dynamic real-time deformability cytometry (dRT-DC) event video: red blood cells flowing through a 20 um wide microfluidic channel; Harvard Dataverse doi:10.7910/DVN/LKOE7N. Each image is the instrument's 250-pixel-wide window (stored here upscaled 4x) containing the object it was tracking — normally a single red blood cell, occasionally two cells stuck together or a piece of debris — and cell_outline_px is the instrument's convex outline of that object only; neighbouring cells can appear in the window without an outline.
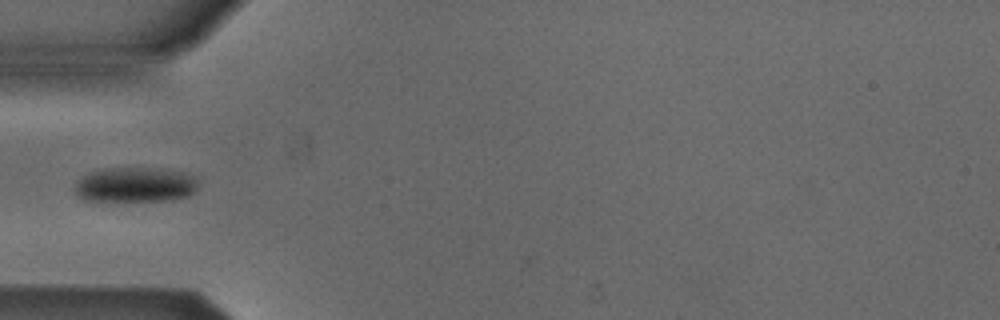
{"species": "Egyptian fruit bat (a non-hibernating species)", "species_latin": "Rousettus aegyptiacus", "temperature_condition": "cold", "stored_images_in_passage": 32, "camera_frame_rate_fps": 3000, "um_per_image_px": 0.085, "animal": {"sex": "male"}, "frame": {"image": 1, "passage_image": 1, "time_ms": 0.0, "image_size_px": [1000, 320], "cell_outline_px": [[196, 192], [188, 196], [172, 200], [84, 200], [76, 196], [72, 188], [88, 172], [104, 168], [160, 168], [184, 172], [196, 176]], "centroid_in_image_um": [11.5, 15.69], "position_along_channel_um": 73.5, "area_um2": 25.26}}
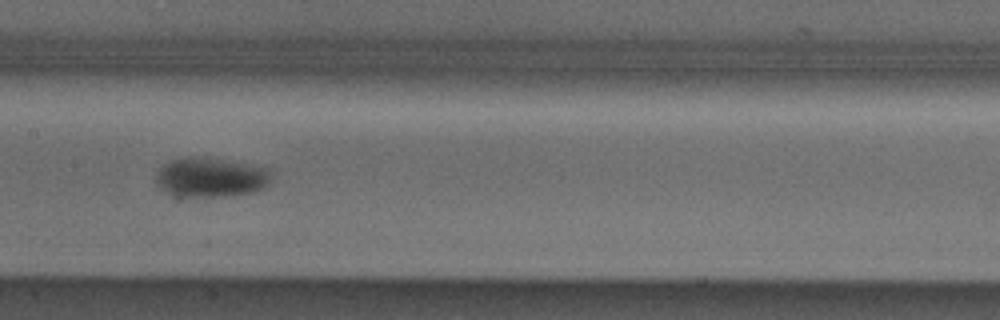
{"frame": {"image": 2, "passage_image": 10, "time_ms": 3.0, "image_size_px": [1000, 320], "cell_outline_px": [[272, 168], [268, 184], [264, 188], [252, 192], [232, 196], [188, 196], [168, 192], [160, 188], [156, 184], [156, 172], [164, 164], [172, 160], [188, 156]], "centroid_in_image_um": [17.92, 15.09], "position_along_channel_um": 189.5, "area_um2": 26.01}}
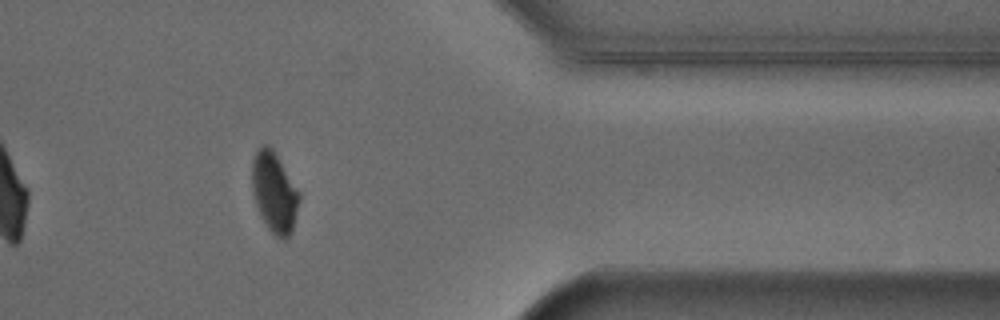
{"frame": {"image": 3, "passage_image": 27, "time_ms": 8.667, "image_size_px": [1000, 320], "cell_outline_px": [[300, 200], [292, 232], [284, 240], [276, 236], [268, 228], [260, 216], [252, 192], [252, 160], [256, 152], [264, 144], [268, 144], [272, 148], [300, 192]], "centroid_in_image_um": [23.32, 16.36], "position_along_channel_um": 388.1, "area_um2": 22.08}}